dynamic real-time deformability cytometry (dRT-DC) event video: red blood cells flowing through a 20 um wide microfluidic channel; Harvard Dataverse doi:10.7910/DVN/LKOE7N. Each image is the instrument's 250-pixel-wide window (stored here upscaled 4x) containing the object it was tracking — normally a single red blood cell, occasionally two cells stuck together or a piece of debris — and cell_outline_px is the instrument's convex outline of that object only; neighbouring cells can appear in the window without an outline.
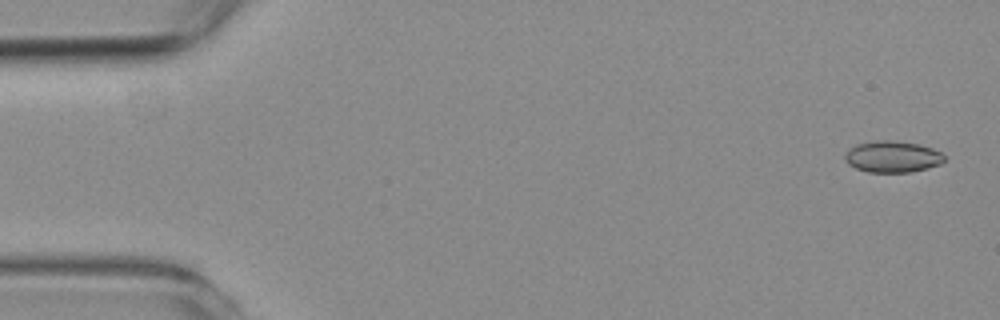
{"species": "common noctule bat (a hibernating species)", "species_latin": "Nyctalus noctula", "temperature_condition": "room temperature", "stored_images_in_passage": 56, "camera_frame_rate_fps": 3000, "um_per_image_px": 0.085, "animal": {"sex": "female", "body_mass_g": 19.3, "forearm_length_mm": 54.1}, "frame": {"image": 1, "passage_image": 1, "time_ms": 0.0, "image_size_px": [1000, 320], "cell_outline_px": [[944, 160], [940, 164], [912, 172], [868, 172], [856, 168], [848, 164], [844, 160], [844, 156], [856, 144], [872, 140], [896, 140], [920, 144], [932, 148], [940, 152], [944, 156]], "centroid_in_image_um": [75.85, 13.31], "position_along_channel_um": 9.1, "area_um2": 18.26}}
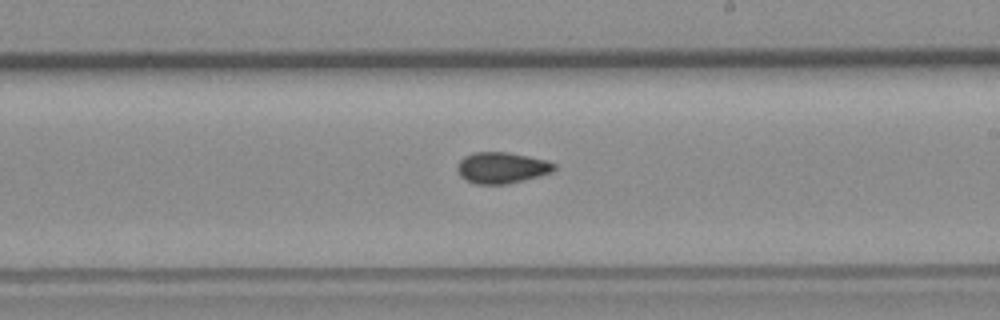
{"frame": {"image": 2, "passage_image": 32, "time_ms": 10.333, "image_size_px": [1000, 320], "cell_outline_px": [[556, 168], [552, 172], [524, 180], [508, 184], [476, 184], [460, 176], [456, 168], [460, 160], [464, 156], [472, 152], [508, 152], [548, 160], [556, 164]], "centroid_in_image_um": [42.66, 14.25], "position_along_channel_um": 246.3, "area_um2": 17.69}}
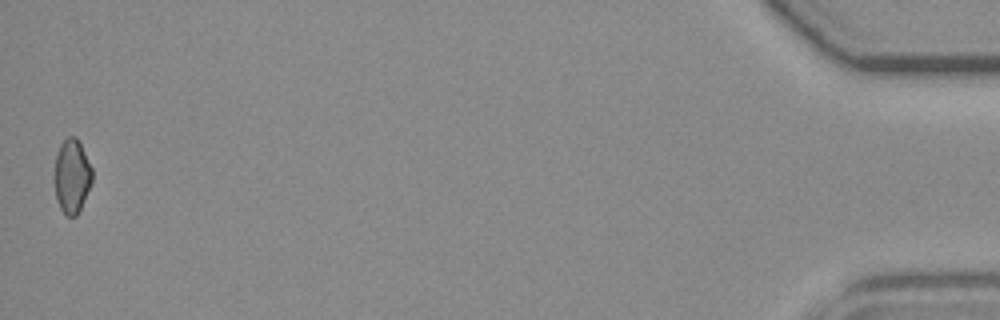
{"frame": {"image": 3, "passage_image": 56, "time_ms": 18.333, "image_size_px": [1000, 320], "cell_outline_px": [[92, 180], [80, 208], [76, 216], [68, 216], [60, 208], [56, 200], [52, 176], [56, 152], [60, 144], [68, 136], [76, 136], [92, 168]], "centroid_in_image_um": [6.05, 14.95], "position_along_channel_um": 429.1, "area_um2": 16.47}, "authors_computed_cell_mechanics": {"area_um2": 17.6868, "velocity_mm_per_s": 3.5606, "shape_relaxation_time_tau1_ms": null, "shape_relaxation_time_tau2_ms": 4.071, "deformation_change_tau1": null, "deformation_change_tau2": 0.0733}}